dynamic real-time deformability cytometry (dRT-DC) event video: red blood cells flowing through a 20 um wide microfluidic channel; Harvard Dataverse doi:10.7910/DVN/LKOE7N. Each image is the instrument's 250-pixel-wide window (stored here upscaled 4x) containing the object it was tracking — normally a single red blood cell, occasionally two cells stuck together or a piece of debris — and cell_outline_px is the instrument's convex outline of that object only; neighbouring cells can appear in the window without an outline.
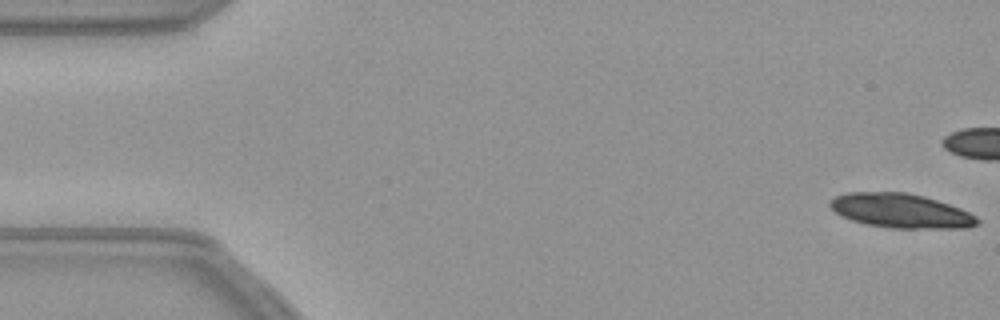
{"species": "common noctule bat (a hibernating species)", "species_latin": "Nyctalus noctula", "temperature_condition": "warm", "stored_images_in_passage": 30, "camera_frame_rate_fps": 3000, "um_per_image_px": 0.085, "animal": {"sex": "female", "body_mass_g": 21.9}, "frame": {"image": 1, "passage_image": 1, "time_ms": 0.0, "image_size_px": [1000, 320], "cell_outline_px": [[980, 224], [968, 228], [892, 228], [868, 224], [852, 220], [840, 216], [828, 204], [828, 200], [836, 196], [848, 192], [908, 192], [924, 196], [960, 208], [976, 216], [980, 220]], "centroid_in_image_um": [76.58, 17.91], "position_along_channel_um": 8.4, "area_um2": 29.48}}